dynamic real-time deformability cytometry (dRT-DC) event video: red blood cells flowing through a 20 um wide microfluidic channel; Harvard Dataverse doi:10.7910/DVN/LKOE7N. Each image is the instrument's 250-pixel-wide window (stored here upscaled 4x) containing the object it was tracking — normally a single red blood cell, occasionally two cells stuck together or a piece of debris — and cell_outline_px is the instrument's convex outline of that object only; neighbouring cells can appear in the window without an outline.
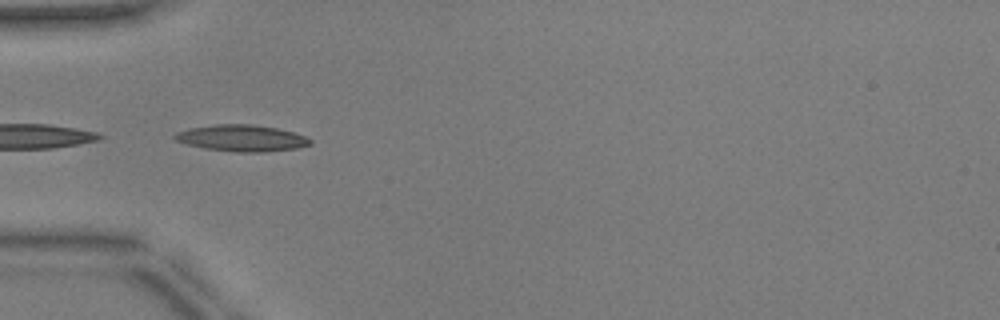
{"species": "common noctule bat (a hibernating species)", "species_latin": "Nyctalus noctula", "temperature_condition": "warm", "stored_images_in_passage": 48, "camera_frame_rate_fps": 3000, "um_per_image_px": 0.085, "animal": {"sex": "male", "body_mass_g": 17.9, "forearm_length_mm": 54.2}, "frame": {"image": 1, "passage_image": 17, "time_ms": 5.333, "image_size_px": [1000, 320], "cell_outline_px": [[312, 144], [296, 148], [264, 152], [236, 152], [204, 148], [188, 144], [176, 140], [172, 136], [176, 132], [188, 128], [216, 124], [252, 124], [276, 128], [292, 132], [304, 136], [312, 140]], "centroid_in_image_um": [20.53, 11.74], "position_along_channel_um": 64.5, "area_um2": 20.81}}
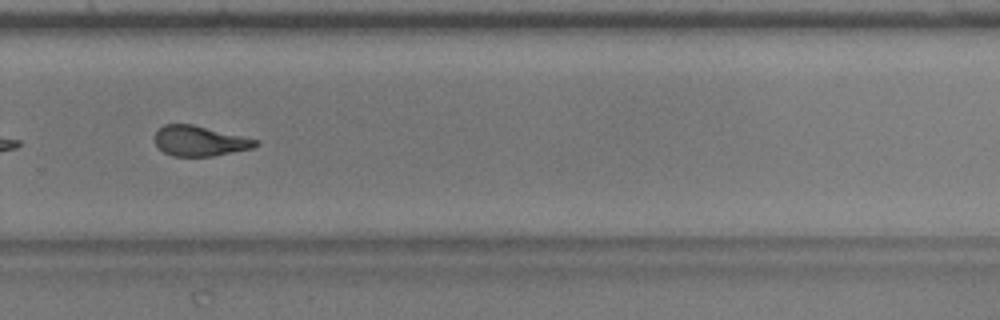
{"frame": {"image": 2, "passage_image": 36, "time_ms": 11.667, "image_size_px": [1000, 320], "cell_outline_px": [[260, 144], [252, 148], [212, 156], [172, 156], [164, 152], [156, 144], [152, 136], [164, 124], [192, 124], [260, 140]], "centroid_in_image_um": [16.97, 11.98], "position_along_channel_um": 312.8, "area_um2": 17.74}, "authors_computed_cell_mechanics": {"area_um2": 19.1896, "velocity_mm_per_s": 3.9477, "shape_relaxation_time_tau1_ms": 5.8538, "shape_relaxation_time_tau2_ms": 2.2074, "deformation_change_tau1": 0.2114, "deformation_change_tau2": 0.1173}}